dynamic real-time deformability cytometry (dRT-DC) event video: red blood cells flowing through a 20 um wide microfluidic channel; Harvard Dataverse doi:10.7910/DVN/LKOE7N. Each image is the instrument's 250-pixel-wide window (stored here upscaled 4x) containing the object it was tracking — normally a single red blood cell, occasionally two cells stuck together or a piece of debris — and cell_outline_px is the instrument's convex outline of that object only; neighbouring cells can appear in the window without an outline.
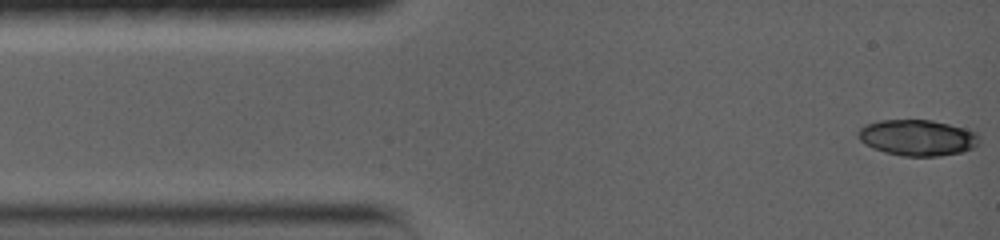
{"species": "common noctule bat (a hibernating species)", "species_latin": "Nyctalus noctula", "temperature_condition": "warm", "stored_images_in_passage": 17, "camera_frame_rate_fps": 5000, "um_per_image_px": 0.085, "animal": {"sex": "female", "body_mass_g": 19.0, "forearm_length_mm": 56.7}, "frame": {"image": 1, "passage_image": 1, "time_ms": 0.0, "image_size_px": [1000, 240], "cell_outline_px": [[980, 144], [964, 152], [940, 156], [900, 156], [884, 152], [864, 144], [856, 136], [856, 132], [864, 124], [880, 120], [932, 120], [964, 128], [976, 132], [980, 136]], "centroid_in_image_um": [77.98, 11.71], "position_along_channel_um": 7.0, "area_um2": 25.78}}
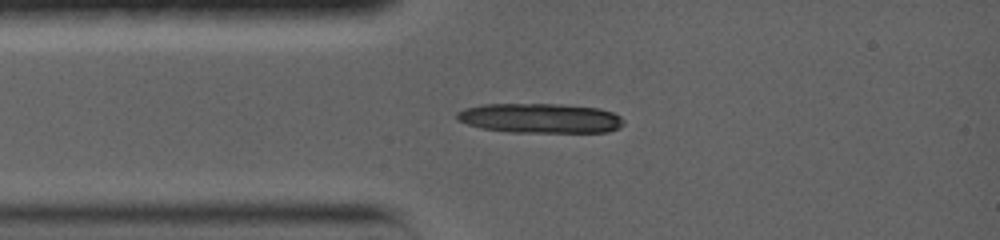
{"frame": {"image": 2, "passage_image": 17, "time_ms": 2.8, "image_size_px": [1000, 240], "cell_outline_px": [[624, 124], [620, 128], [608, 132], [508, 132], [480, 128], [456, 120], [456, 112], [464, 108], [480, 104], [556, 104], [600, 108], [612, 112], [620, 116], [624, 120]], "centroid_in_image_um": [45.9, 10.05], "position_along_channel_um": 39.1, "area_um2": 29.13}}